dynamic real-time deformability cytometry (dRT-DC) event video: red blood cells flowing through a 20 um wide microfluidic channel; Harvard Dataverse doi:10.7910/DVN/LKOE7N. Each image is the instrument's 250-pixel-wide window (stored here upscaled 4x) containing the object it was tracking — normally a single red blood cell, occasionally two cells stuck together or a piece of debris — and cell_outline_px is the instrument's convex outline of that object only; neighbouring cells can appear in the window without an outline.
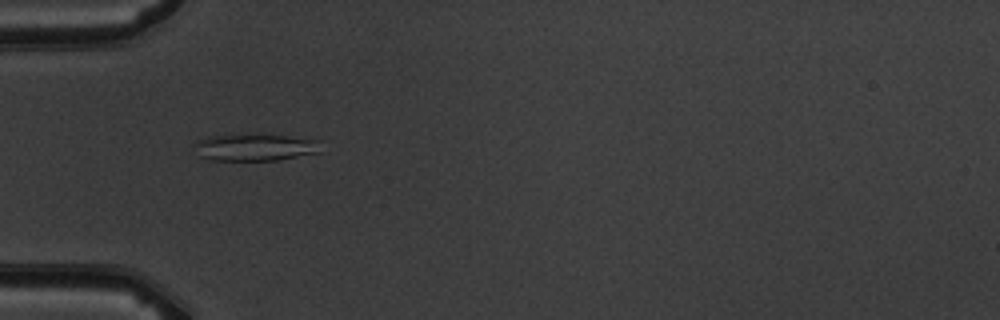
{"species": "common noctule bat (a hibernating species)", "species_latin": "Nyctalus noctula", "temperature_condition": "warm", "stored_images_in_passage": 5, "camera_frame_rate_fps": 3000, "um_per_image_px": 0.085, "animal": {"sex": "male", "body_mass_g": 19.5, "forearm_length_mm": 54.6}, "frame": {"image": 1, "passage_image": 4, "time_ms": 3.333, "image_size_px": [1000, 320], "cell_outline_px": [[320, 152], [276, 160], [212, 160], [200, 156], [192, 144], [196, 140], [212, 136], [288, 136], [320, 140]], "centroid_in_image_um": [21.67, 12.54], "position_along_channel_um": 63.3, "area_um2": 19.31}}
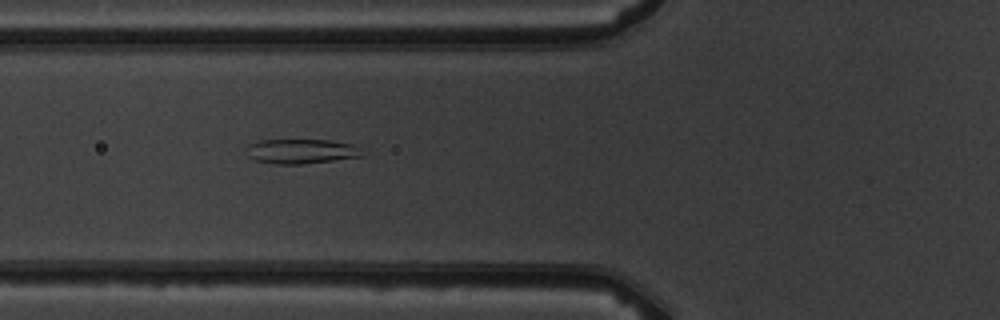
{"frame": {"image": 2, "passage_image": 5, "time_ms": 4.333, "image_size_px": [1000, 320], "cell_outline_px": [[364, 156], [300, 164], [272, 164], [256, 160], [248, 156], [244, 152], [248, 144], [260, 140], [328, 140], [352, 144], [360, 148]], "centroid_in_image_um": [25.55, 12.86], "position_along_channel_um": 100.2, "area_um2": 16.65}}